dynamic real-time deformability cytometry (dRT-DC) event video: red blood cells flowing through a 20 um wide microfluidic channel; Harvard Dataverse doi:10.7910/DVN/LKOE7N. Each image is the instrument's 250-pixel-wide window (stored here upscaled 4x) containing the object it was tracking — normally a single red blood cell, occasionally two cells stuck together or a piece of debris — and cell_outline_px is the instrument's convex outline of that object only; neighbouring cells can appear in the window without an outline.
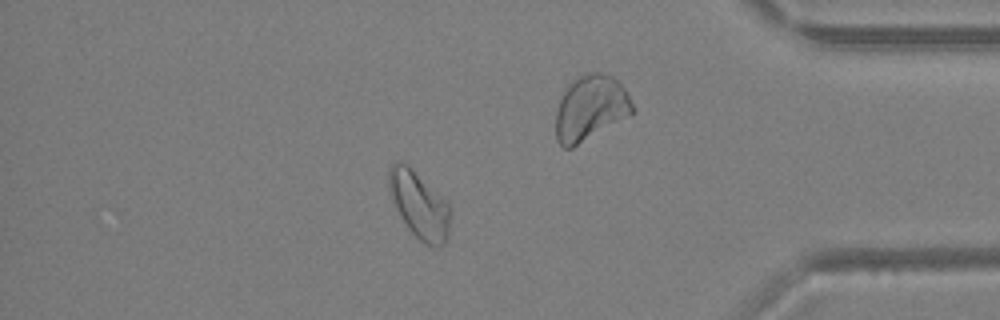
{"species": "Egyptian fruit bat (a non-hibernating species)", "species_latin": "Rousettus aegyptiacus", "temperature_condition": "warm", "stored_images_in_passage": 41, "camera_frame_rate_fps": 3000, "um_per_image_px": 0.085, "animal": {"sex": "female"}, "frame": {"image": 1, "passage_image": 35, "time_ms": 11.333, "image_size_px": [1000, 320], "cell_outline_px": [[452, 208], [448, 236], [444, 244], [424, 244], [408, 228], [400, 216], [388, 192], [388, 168], [396, 160], [404, 160]], "centroid_in_image_um": [35.59, 17.37], "position_along_channel_um": 399.6, "area_um2": 23.87}}